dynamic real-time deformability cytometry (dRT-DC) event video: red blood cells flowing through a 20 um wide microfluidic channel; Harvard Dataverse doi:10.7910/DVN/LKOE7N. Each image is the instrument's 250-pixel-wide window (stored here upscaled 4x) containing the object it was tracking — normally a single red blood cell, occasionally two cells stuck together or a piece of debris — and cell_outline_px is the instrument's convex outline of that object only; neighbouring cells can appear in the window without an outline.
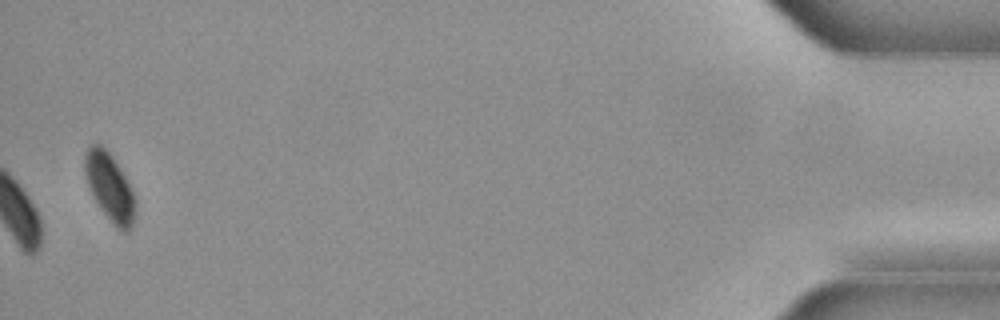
{"species": "common noctule bat (a hibernating species)", "species_latin": "Nyctalus noctula", "temperature_condition": "cold", "stored_images_in_passage": 34, "camera_frame_rate_fps": 3000, "um_per_image_px": 0.085, "animal": {"sex": "male", "body_mass_g": 21.5, "forearm_length_mm": 52.0}, "frame": {"image": 1, "passage_image": 34, "time_ms": 11.0, "image_size_px": [1000, 320], "cell_outline_px": [[136, 212], [132, 224], [128, 232], [124, 232], [116, 228], [100, 208], [88, 184], [84, 168], [84, 160], [88, 148], [92, 144], [100, 144], [112, 156], [124, 176], [132, 192], [136, 208]], "centroid_in_image_um": [9.33, 15.93], "position_along_channel_um": 425.9, "area_um2": 19.36}}